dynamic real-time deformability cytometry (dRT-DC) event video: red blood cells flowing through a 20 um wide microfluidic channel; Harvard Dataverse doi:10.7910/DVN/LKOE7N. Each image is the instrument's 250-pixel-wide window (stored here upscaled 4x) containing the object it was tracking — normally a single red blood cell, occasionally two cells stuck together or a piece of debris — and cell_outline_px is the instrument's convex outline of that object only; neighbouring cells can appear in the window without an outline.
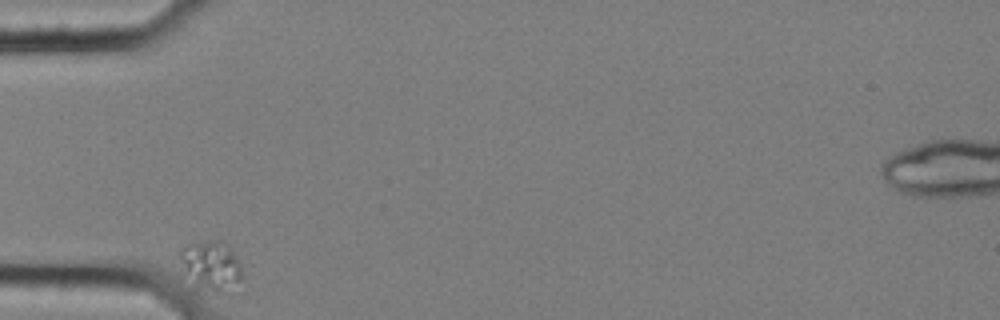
{"species": "common noctule bat (a hibernating species)", "species_latin": "Nyctalus noctula", "temperature_condition": "cold", "stored_images_in_passage": 36, "camera_frame_rate_fps": 3000, "um_per_image_px": 0.085, "animal": {"sex": "female", "body_mass_g": 25.1}, "frame": {"image": 1, "passage_image": 1, "time_ms": 0.0, "image_size_px": [1000, 320], "cell_outline_px": [[244, 292], [220, 292], [196, 280], [180, 256], [180, 248], [192, 244], [208, 240], [216, 240], [228, 248], [240, 260], [244, 276]], "centroid_in_image_um": [18.22, 22.6], "position_along_channel_um": 66.8, "area_um2": 17.11}}